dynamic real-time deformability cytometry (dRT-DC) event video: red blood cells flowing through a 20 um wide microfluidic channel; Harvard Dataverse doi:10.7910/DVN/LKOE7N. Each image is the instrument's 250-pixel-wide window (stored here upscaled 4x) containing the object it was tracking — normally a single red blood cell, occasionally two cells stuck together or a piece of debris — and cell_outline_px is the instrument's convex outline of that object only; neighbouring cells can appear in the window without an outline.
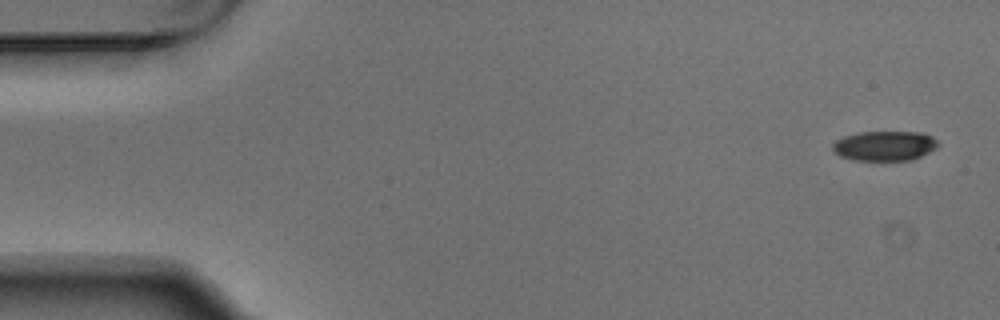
{"species": "Egyptian fruit bat (a non-hibernating species)", "species_latin": "Rousettus aegyptiacus", "temperature_condition": "warm", "stored_images_in_passage": 4, "segment_of_instrument_passage": [2, 2], "camera_frame_rate_fps": 3000, "um_per_image_px": 0.085, "animal": {"sex": "male"}, "frame": {"image": 1, "passage_image": 4, "time_ms": 1.0, "image_size_px": [1000, 320], "cell_outline_px": [[940, 144], [936, 148], [912, 160], [852, 160], [840, 156], [832, 148], [832, 144], [836, 140], [844, 136], [860, 132], [924, 132], [932, 136]], "centroid_in_image_um": [75.2, 12.39], "position_along_channel_um": 9.8, "area_um2": 18.32}}